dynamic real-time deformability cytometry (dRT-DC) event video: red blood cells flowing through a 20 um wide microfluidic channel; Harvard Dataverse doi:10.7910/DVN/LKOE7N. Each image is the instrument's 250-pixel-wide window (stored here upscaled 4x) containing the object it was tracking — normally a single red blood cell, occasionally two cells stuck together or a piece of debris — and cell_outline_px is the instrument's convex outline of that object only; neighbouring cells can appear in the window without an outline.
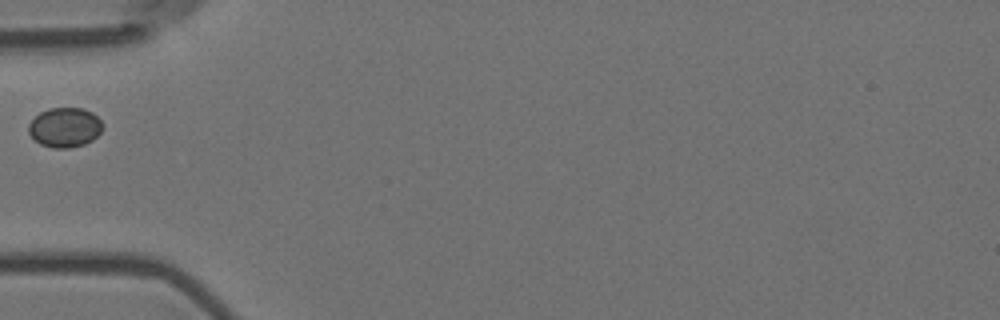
{"species": "Egyptian fruit bat (a non-hibernating species)", "species_latin": "Rousettus aegyptiacus", "temperature_condition": "room temperature", "stored_images_in_passage": 1, "camera_frame_rate_fps": 3000, "um_per_image_px": 0.085, "animal": {"sex": "female"}, "frame": {"image": 1, "passage_image": 1, "time_ms": 0.0, "image_size_px": [1000, 320], "cell_outline_px": [[104, 124], [100, 132], [92, 140], [84, 144], [68, 148], [52, 148], [40, 144], [28, 132], [28, 124], [40, 112], [48, 108], [84, 108], [92, 112]], "centroid_in_image_um": [5.51, 10.82], "position_along_channel_um": 79.5, "area_um2": 17.11}}